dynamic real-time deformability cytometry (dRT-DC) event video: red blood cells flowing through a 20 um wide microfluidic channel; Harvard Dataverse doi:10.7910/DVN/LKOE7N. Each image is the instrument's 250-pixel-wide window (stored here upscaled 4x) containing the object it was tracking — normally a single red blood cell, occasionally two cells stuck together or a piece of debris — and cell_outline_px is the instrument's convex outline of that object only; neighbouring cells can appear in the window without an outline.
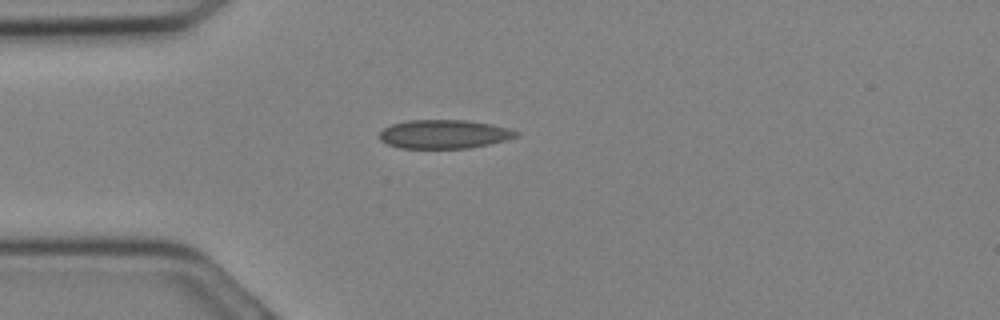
{"species": "Egyptian fruit bat (a non-hibernating species)", "species_latin": "Rousettus aegyptiacus", "temperature_condition": "cold", "stored_images_in_passage": 21, "camera_frame_rate_fps": 3000, "um_per_image_px": 0.085, "animal": {"sex": "female"}, "frame": {"image": 1, "passage_image": 7, "time_ms": 2.0, "image_size_px": [1000, 320], "cell_outline_px": [[520, 136], [488, 144], [468, 148], [400, 148], [388, 144], [380, 140], [376, 136], [384, 128], [392, 124], [408, 120], [468, 120], [492, 124], [508, 128], [520, 132]], "centroid_in_image_um": [37.74, 11.4], "position_along_channel_um": 47.3, "area_um2": 23.0}}
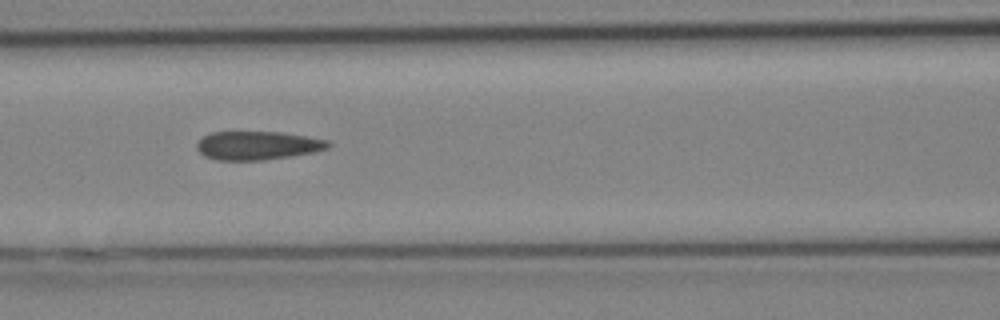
{"frame": {"image": 2, "passage_image": 12, "time_ms": 3.667, "image_size_px": [1000, 320], "cell_outline_px": [[332, 144], [328, 148], [316, 152], [264, 160], [216, 160], [204, 156], [196, 148], [196, 144], [204, 136], [212, 132], [280, 132], [328, 140]], "centroid_in_image_um": [21.9, 12.37], "position_along_channel_um": 144.7, "area_um2": 21.85}}
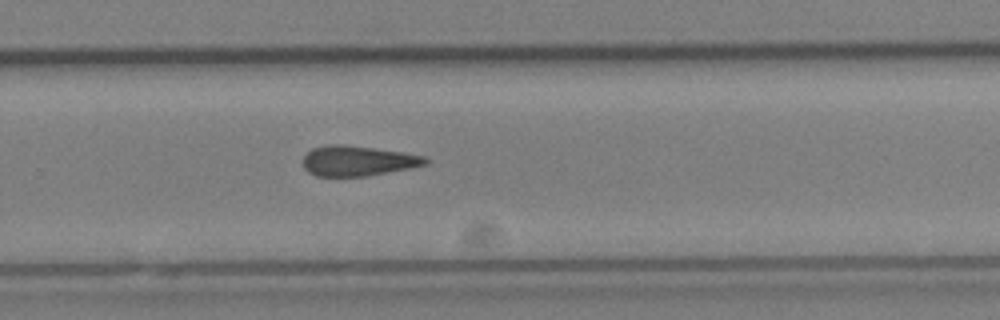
{"frame": {"image": 3, "passage_image": 19, "time_ms": 6.0, "image_size_px": [1000, 320], "cell_outline_px": [[428, 164], [368, 176], [316, 176], [308, 172], [304, 168], [304, 156], [312, 148], [332, 144], [344, 144], [404, 152], [424, 156], [428, 160]], "centroid_in_image_um": [30.41, 13.67], "position_along_channel_um": 299.4, "area_um2": 21.44}}